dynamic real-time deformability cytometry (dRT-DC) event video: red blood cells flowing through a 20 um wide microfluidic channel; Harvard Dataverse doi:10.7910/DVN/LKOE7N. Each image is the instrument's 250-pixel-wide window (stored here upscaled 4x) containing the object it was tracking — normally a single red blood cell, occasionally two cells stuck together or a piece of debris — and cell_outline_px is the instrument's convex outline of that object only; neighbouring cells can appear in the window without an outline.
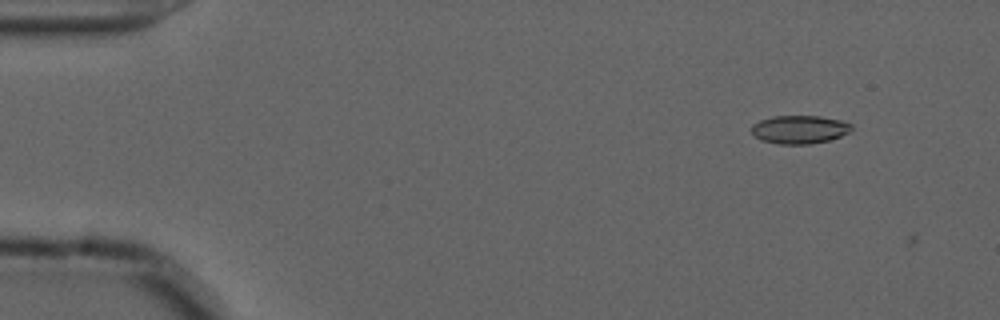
{"species": "common noctule bat (a hibernating species)", "species_latin": "Nyctalus noctula", "temperature_condition": "cold", "stored_images_in_passage": 5, "camera_frame_rate_fps": 3000, "um_per_image_px": 0.085, "animal": {"sex": "male", "forearm_length_mm": 52.5}, "frame": {"image": 1, "passage_image": 4, "time_ms": 1.0, "image_size_px": [1000, 320], "cell_outline_px": [[852, 132], [828, 140], [808, 144], [780, 144], [760, 140], [752, 132], [752, 124], [760, 120], [772, 116], [820, 116], [840, 120], [852, 124]], "centroid_in_image_um": [67.97, 11.0], "position_along_channel_um": 17.0, "area_um2": 16.47}}